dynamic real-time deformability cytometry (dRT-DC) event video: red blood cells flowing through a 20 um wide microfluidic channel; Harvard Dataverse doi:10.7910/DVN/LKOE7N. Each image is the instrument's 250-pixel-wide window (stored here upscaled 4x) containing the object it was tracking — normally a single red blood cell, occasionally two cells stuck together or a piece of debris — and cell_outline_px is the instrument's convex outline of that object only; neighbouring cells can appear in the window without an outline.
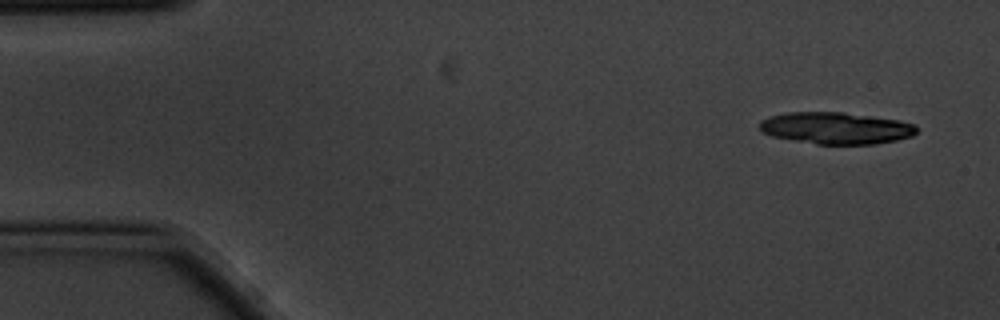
{"species": "common noctule bat (a hibernating species)", "species_latin": "Nyctalus noctula", "temperature_condition": "cold", "stored_images_in_passage": 6, "camera_frame_rate_fps": 3000, "um_per_image_px": 0.085, "animal": {"sex": "male", "body_mass_g": 20.1, "forearm_length_mm": 53.5}, "frame": {"image": 1, "passage_image": 1, "time_ms": 0.0, "image_size_px": [1000, 320], "cell_outline_px": [[916, 132], [912, 136], [896, 140], [876, 144], [816, 144], [772, 136], [760, 132], [760, 120], [768, 116], [784, 112], [844, 112], [900, 120], [916, 124]], "centroid_in_image_um": [71.04, 10.88], "position_along_channel_um": 14.0, "area_um2": 29.3}}
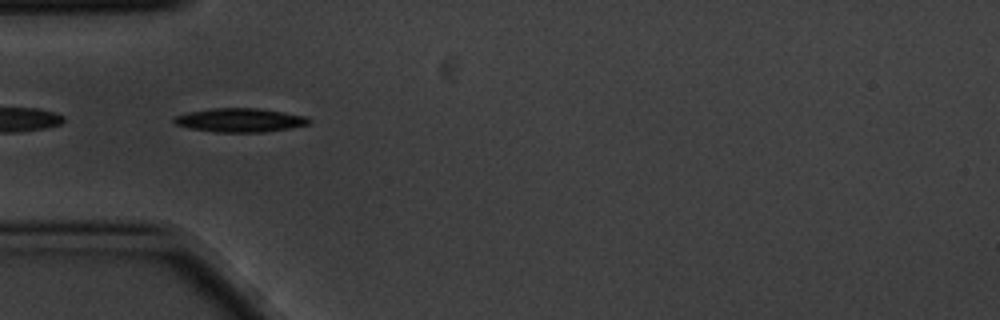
{"frame": {"image": 2, "passage_image": 5, "time_ms": 1.333, "image_size_px": [1000, 320], "cell_outline_px": [[312, 120], [308, 124], [288, 128], [264, 132], [216, 132], [188, 128], [176, 124], [172, 120], [172, 116], [188, 112], [212, 108], [260, 108], [308, 116]], "centroid_in_image_um": [20.38, 10.2], "position_along_channel_um": 64.6, "area_um2": 18.84}}